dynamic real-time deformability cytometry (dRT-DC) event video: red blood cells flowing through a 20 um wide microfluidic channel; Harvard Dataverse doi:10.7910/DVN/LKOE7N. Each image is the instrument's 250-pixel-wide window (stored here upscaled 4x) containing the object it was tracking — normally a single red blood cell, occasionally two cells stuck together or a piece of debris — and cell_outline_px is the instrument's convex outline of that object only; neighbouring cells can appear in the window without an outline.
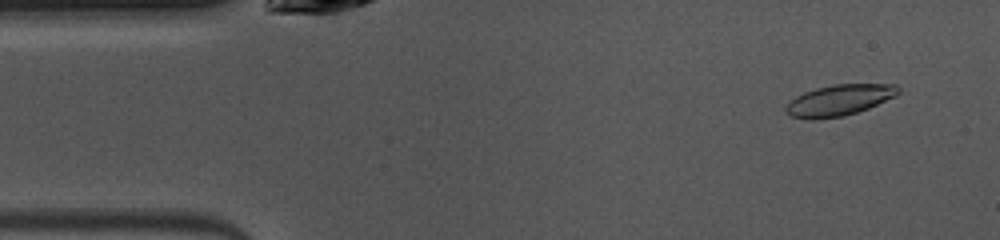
{"species": "common noctule bat (a hibernating species)", "species_latin": "Nyctalus noctula", "temperature_condition": "warm", "stored_images_in_passage": 36, "camera_frame_rate_fps": 3000, "um_per_image_px": 0.085, "animal": {"sex": "female", "body_mass_g": 10.0, "forearm_length_mm": 53.1}, "frame": {"image": 1, "passage_image": 3, "time_ms": 0.667, "image_size_px": [1000, 240], "cell_outline_px": [[900, 92], [896, 96], [868, 108], [844, 116], [816, 120], [808, 120], [792, 116], [784, 112], [784, 108], [788, 100], [804, 92], [816, 88], [832, 84], [896, 84], [900, 88]], "centroid_in_image_um": [71.29, 8.52], "position_along_channel_um": 13.7, "area_um2": 20.63}}
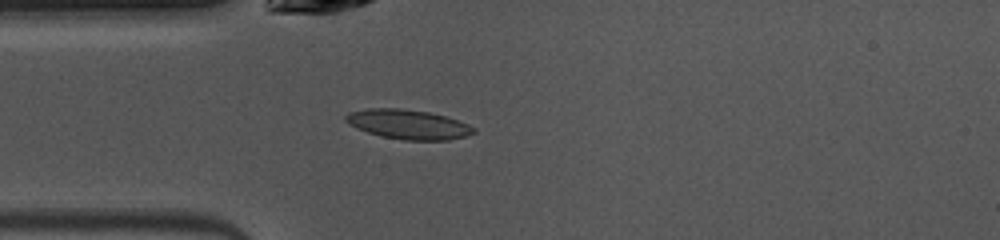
{"frame": {"image": 2, "passage_image": 11, "time_ms": 3.333, "image_size_px": [1000, 240], "cell_outline_px": [[476, 132], [464, 136], [448, 140], [404, 140], [380, 136], [356, 128], [348, 124], [344, 120], [344, 116], [348, 112], [368, 108], [400, 108], [428, 112], [444, 116], [468, 124], [476, 128]], "centroid_in_image_um": [34.65, 10.57], "position_along_channel_um": 50.4, "area_um2": 22.02}}
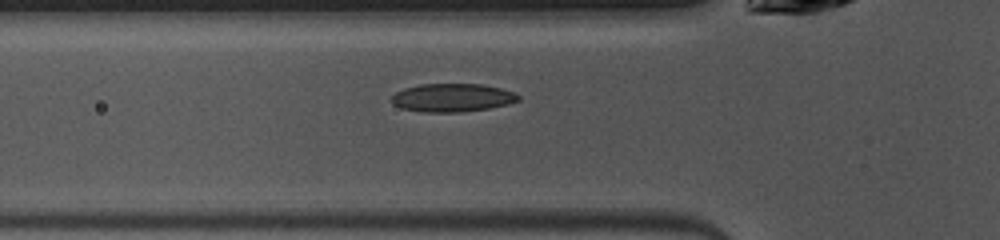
{"frame": {"image": 3, "passage_image": 14, "time_ms": 4.333, "image_size_px": [1000, 240], "cell_outline_px": [[520, 100], [508, 104], [488, 108], [460, 112], [424, 112], [400, 108], [392, 104], [392, 96], [396, 92], [404, 88], [420, 84], [484, 84], [516, 92], [520, 96]], "centroid_in_image_um": [38.46, 8.3], "position_along_channel_um": 87.3, "area_um2": 20.98}, "authors_computed_cell_mechanics": {"area_um2": 20.5768, "velocity_mm_per_s": 4.0519, "shape_relaxation_time_tau1_ms": 3.4245, "shape_relaxation_time_tau2_ms": 2.5684, "deformation_change_tau1": 0.0959, "deformation_change_tau2": 0.0808}}